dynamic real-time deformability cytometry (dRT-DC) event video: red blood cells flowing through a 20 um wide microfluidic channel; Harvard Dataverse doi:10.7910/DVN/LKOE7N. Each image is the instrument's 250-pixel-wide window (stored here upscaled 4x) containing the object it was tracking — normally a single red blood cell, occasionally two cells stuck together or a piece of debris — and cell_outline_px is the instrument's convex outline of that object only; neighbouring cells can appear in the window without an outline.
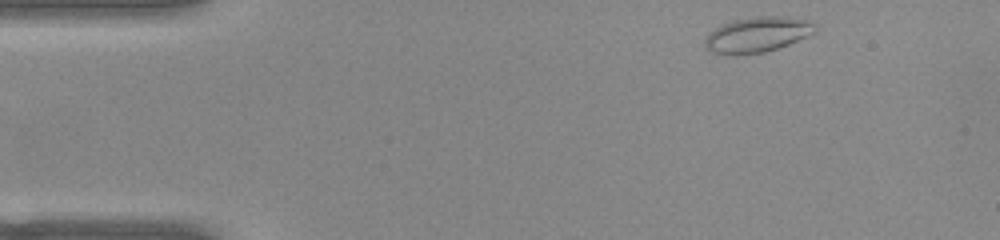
{"species": "common noctule bat (a hibernating species)", "species_latin": "Nyctalus noctula", "temperature_condition": "warm", "stored_images_in_passage": 46, "camera_frame_rate_fps": 3000, "um_per_image_px": 0.085, "animal": {"sex": "female", "body_mass_g": 22.0, "forearm_length_mm": 56.7}, "frame": {"image": 1, "passage_image": 1, "time_ms": 0.0, "image_size_px": [1000, 240], "cell_outline_px": [[816, 32], [808, 36], [788, 44], [764, 52], [736, 56], [712, 52], [704, 44], [704, 40], [708, 32], [732, 20], [756, 16], [788, 16], [804, 20], [816, 24]], "centroid_in_image_um": [64.36, 2.94], "position_along_channel_um": 20.6, "area_um2": 22.77}}
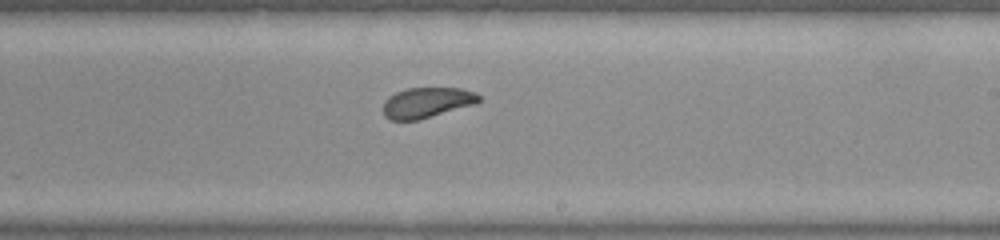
{"frame": {"image": 2, "passage_image": 25, "time_ms": 8.0, "image_size_px": [1000, 240], "cell_outline_px": [[480, 100], [476, 104], [420, 120], [392, 120], [384, 116], [384, 100], [388, 96], [396, 92], [408, 88], [460, 88], [476, 92], [480, 96]], "centroid_in_image_um": [36.3, 8.72], "position_along_channel_um": 252.7, "area_um2": 17.11}}
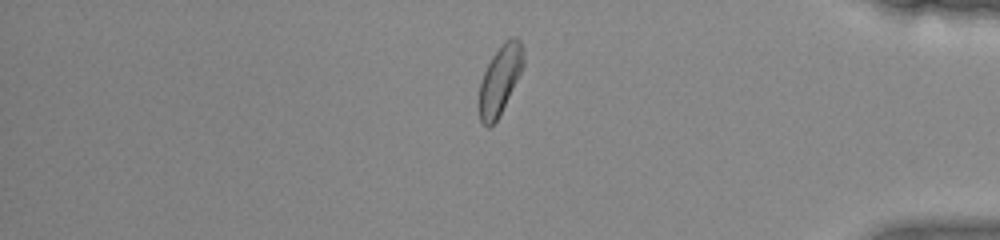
{"frame": {"image": 3, "passage_image": 38, "time_ms": 12.333, "image_size_px": [1000, 240], "cell_outline_px": [[524, 64], [496, 120], [488, 128], [480, 120], [480, 80], [492, 56], [500, 44], [504, 40], [512, 36], [516, 36], [520, 40], [524, 48]], "centroid_in_image_um": [42.51, 6.67], "position_along_channel_um": 392.7, "area_um2": 17.34}, "authors_computed_cell_mechanics": {"area_um2": 18.4093, "velocity_mm_per_s": 3.9149, "shape_relaxation_time_tau1_ms": 7.7109, "shape_relaxation_time_tau2_ms": 4.0103, "deformation_change_tau1": 0.1486, "deformation_change_tau2": 0.0621}}